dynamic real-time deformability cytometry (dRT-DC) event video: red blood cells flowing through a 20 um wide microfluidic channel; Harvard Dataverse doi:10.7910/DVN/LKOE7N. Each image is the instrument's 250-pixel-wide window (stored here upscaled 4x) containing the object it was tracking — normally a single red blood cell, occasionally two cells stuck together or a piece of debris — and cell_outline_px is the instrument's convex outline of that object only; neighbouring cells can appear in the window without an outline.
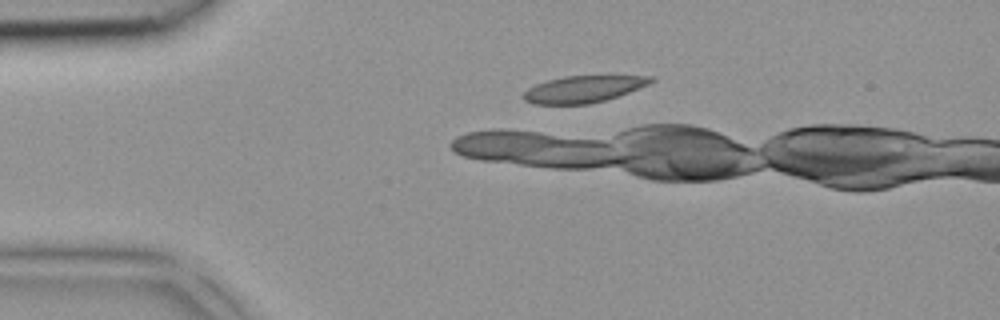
{"species": "common noctule bat (a hibernating species)", "species_latin": "Nyctalus noctula", "temperature_condition": "room temperature", "stored_images_in_passage": 3, "camera_frame_rate_fps": 3000, "um_per_image_px": 0.085, "animal": {"sex": "female", "body_mass_g": 18.4}, "frame": {"image": 1, "passage_image": 1, "time_ms": 0.0, "image_size_px": [1000, 320], "cell_outline_px": [[656, 80], [648, 84], [628, 92], [604, 100], [588, 104], [532, 104], [524, 100], [524, 92], [528, 88], [536, 84], [548, 80], [564, 76], [652, 76]], "centroid_in_image_um": [49.56, 7.57], "position_along_channel_um": 35.4, "area_um2": 19.59}}